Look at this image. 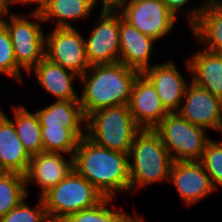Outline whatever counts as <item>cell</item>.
I'll return each mask as SVG.
<instances>
[{"label":"cell","instance_id":"6da1fadb","mask_svg":"<svg viewBox=\"0 0 222 222\" xmlns=\"http://www.w3.org/2000/svg\"><path fill=\"white\" fill-rule=\"evenodd\" d=\"M73 169L106 198H115L116 192L130 193L129 155L98 146L86 136L78 142Z\"/></svg>","mask_w":222,"mask_h":222},{"label":"cell","instance_id":"7a4b0ae2","mask_svg":"<svg viewBox=\"0 0 222 222\" xmlns=\"http://www.w3.org/2000/svg\"><path fill=\"white\" fill-rule=\"evenodd\" d=\"M139 74L121 62L92 65L79 78L83 82L79 102L85 118L103 108L128 106L134 81Z\"/></svg>","mask_w":222,"mask_h":222},{"label":"cell","instance_id":"3957f363","mask_svg":"<svg viewBox=\"0 0 222 222\" xmlns=\"http://www.w3.org/2000/svg\"><path fill=\"white\" fill-rule=\"evenodd\" d=\"M173 162L160 135L154 129H141L129 153L130 194L150 184L169 181Z\"/></svg>","mask_w":222,"mask_h":222},{"label":"cell","instance_id":"277c9868","mask_svg":"<svg viewBox=\"0 0 222 222\" xmlns=\"http://www.w3.org/2000/svg\"><path fill=\"white\" fill-rule=\"evenodd\" d=\"M140 130L126 105L103 108L86 118L88 139L98 146L128 155Z\"/></svg>","mask_w":222,"mask_h":222},{"label":"cell","instance_id":"5b68a950","mask_svg":"<svg viewBox=\"0 0 222 222\" xmlns=\"http://www.w3.org/2000/svg\"><path fill=\"white\" fill-rule=\"evenodd\" d=\"M51 222L67 215L96 207L106 197L74 169L56 186L41 196Z\"/></svg>","mask_w":222,"mask_h":222},{"label":"cell","instance_id":"8992f818","mask_svg":"<svg viewBox=\"0 0 222 222\" xmlns=\"http://www.w3.org/2000/svg\"><path fill=\"white\" fill-rule=\"evenodd\" d=\"M28 13L21 16L9 12L1 21L10 34L17 66L27 74L44 58L45 48L42 16L36 12Z\"/></svg>","mask_w":222,"mask_h":222},{"label":"cell","instance_id":"52a82bcc","mask_svg":"<svg viewBox=\"0 0 222 222\" xmlns=\"http://www.w3.org/2000/svg\"><path fill=\"white\" fill-rule=\"evenodd\" d=\"M154 130L174 162L200 161L211 139L206 129L193 125L178 113H168Z\"/></svg>","mask_w":222,"mask_h":222},{"label":"cell","instance_id":"ba28073f","mask_svg":"<svg viewBox=\"0 0 222 222\" xmlns=\"http://www.w3.org/2000/svg\"><path fill=\"white\" fill-rule=\"evenodd\" d=\"M116 10L127 23L156 41L171 33L177 22L162 0H126Z\"/></svg>","mask_w":222,"mask_h":222},{"label":"cell","instance_id":"9c48e42d","mask_svg":"<svg viewBox=\"0 0 222 222\" xmlns=\"http://www.w3.org/2000/svg\"><path fill=\"white\" fill-rule=\"evenodd\" d=\"M51 29L45 34L44 57L82 76L91 67L86 56V37L77 27Z\"/></svg>","mask_w":222,"mask_h":222},{"label":"cell","instance_id":"30bf717a","mask_svg":"<svg viewBox=\"0 0 222 222\" xmlns=\"http://www.w3.org/2000/svg\"><path fill=\"white\" fill-rule=\"evenodd\" d=\"M94 24L88 38L84 39L89 64L119 62L120 13L116 9L101 8Z\"/></svg>","mask_w":222,"mask_h":222},{"label":"cell","instance_id":"8fae6325","mask_svg":"<svg viewBox=\"0 0 222 222\" xmlns=\"http://www.w3.org/2000/svg\"><path fill=\"white\" fill-rule=\"evenodd\" d=\"M168 182L174 185L186 206L199 203L217 191L200 161L173 162Z\"/></svg>","mask_w":222,"mask_h":222},{"label":"cell","instance_id":"7c38bea8","mask_svg":"<svg viewBox=\"0 0 222 222\" xmlns=\"http://www.w3.org/2000/svg\"><path fill=\"white\" fill-rule=\"evenodd\" d=\"M177 113L193 125L217 131L222 116V100L190 81Z\"/></svg>","mask_w":222,"mask_h":222},{"label":"cell","instance_id":"4fadbf2b","mask_svg":"<svg viewBox=\"0 0 222 222\" xmlns=\"http://www.w3.org/2000/svg\"><path fill=\"white\" fill-rule=\"evenodd\" d=\"M142 74L154 86L164 109L168 113H177L189 82L182 76L176 65L170 60L166 63H153Z\"/></svg>","mask_w":222,"mask_h":222},{"label":"cell","instance_id":"5bb4252c","mask_svg":"<svg viewBox=\"0 0 222 222\" xmlns=\"http://www.w3.org/2000/svg\"><path fill=\"white\" fill-rule=\"evenodd\" d=\"M128 108L141 129H154L168 114L154 86L143 74L134 81Z\"/></svg>","mask_w":222,"mask_h":222},{"label":"cell","instance_id":"9a60e30c","mask_svg":"<svg viewBox=\"0 0 222 222\" xmlns=\"http://www.w3.org/2000/svg\"><path fill=\"white\" fill-rule=\"evenodd\" d=\"M73 169V156L64 158V153L42 152L31 156L25 176L26 188L30 183L40 188L41 197L56 186Z\"/></svg>","mask_w":222,"mask_h":222},{"label":"cell","instance_id":"2e32d148","mask_svg":"<svg viewBox=\"0 0 222 222\" xmlns=\"http://www.w3.org/2000/svg\"><path fill=\"white\" fill-rule=\"evenodd\" d=\"M119 41V62L140 74L152 66L150 62L157 41L127 23L121 14Z\"/></svg>","mask_w":222,"mask_h":222},{"label":"cell","instance_id":"e0dca14e","mask_svg":"<svg viewBox=\"0 0 222 222\" xmlns=\"http://www.w3.org/2000/svg\"><path fill=\"white\" fill-rule=\"evenodd\" d=\"M185 62L190 81L222 100V53L202 48Z\"/></svg>","mask_w":222,"mask_h":222},{"label":"cell","instance_id":"ac0fdd59","mask_svg":"<svg viewBox=\"0 0 222 222\" xmlns=\"http://www.w3.org/2000/svg\"><path fill=\"white\" fill-rule=\"evenodd\" d=\"M34 74L40 86L55 100H79L73 86L79 75L55 64L45 57L29 72Z\"/></svg>","mask_w":222,"mask_h":222},{"label":"cell","instance_id":"d6986e66","mask_svg":"<svg viewBox=\"0 0 222 222\" xmlns=\"http://www.w3.org/2000/svg\"><path fill=\"white\" fill-rule=\"evenodd\" d=\"M31 156L17 136L13 122L0 112V172L25 175Z\"/></svg>","mask_w":222,"mask_h":222},{"label":"cell","instance_id":"ffe728a7","mask_svg":"<svg viewBox=\"0 0 222 222\" xmlns=\"http://www.w3.org/2000/svg\"><path fill=\"white\" fill-rule=\"evenodd\" d=\"M35 112L41 127L69 128L80 139L86 136V118L79 100H55Z\"/></svg>","mask_w":222,"mask_h":222},{"label":"cell","instance_id":"44dd1931","mask_svg":"<svg viewBox=\"0 0 222 222\" xmlns=\"http://www.w3.org/2000/svg\"><path fill=\"white\" fill-rule=\"evenodd\" d=\"M94 0H51L40 13L44 23L55 22L54 28L76 27L70 21L88 19L95 7Z\"/></svg>","mask_w":222,"mask_h":222},{"label":"cell","instance_id":"7402d4cb","mask_svg":"<svg viewBox=\"0 0 222 222\" xmlns=\"http://www.w3.org/2000/svg\"><path fill=\"white\" fill-rule=\"evenodd\" d=\"M203 49L222 53V5L203 10L198 21L190 28Z\"/></svg>","mask_w":222,"mask_h":222},{"label":"cell","instance_id":"603a6c76","mask_svg":"<svg viewBox=\"0 0 222 222\" xmlns=\"http://www.w3.org/2000/svg\"><path fill=\"white\" fill-rule=\"evenodd\" d=\"M13 120L20 141L30 156L44 152L41 125L36 112H30L24 105H13Z\"/></svg>","mask_w":222,"mask_h":222},{"label":"cell","instance_id":"cb8c5ba5","mask_svg":"<svg viewBox=\"0 0 222 222\" xmlns=\"http://www.w3.org/2000/svg\"><path fill=\"white\" fill-rule=\"evenodd\" d=\"M25 176L14 172H0V218L23 199L28 198Z\"/></svg>","mask_w":222,"mask_h":222},{"label":"cell","instance_id":"d4e9b609","mask_svg":"<svg viewBox=\"0 0 222 222\" xmlns=\"http://www.w3.org/2000/svg\"><path fill=\"white\" fill-rule=\"evenodd\" d=\"M113 200L114 198H105L96 207L69 214L60 222H131L137 215L136 212L130 215L122 208L110 209Z\"/></svg>","mask_w":222,"mask_h":222},{"label":"cell","instance_id":"484cf974","mask_svg":"<svg viewBox=\"0 0 222 222\" xmlns=\"http://www.w3.org/2000/svg\"><path fill=\"white\" fill-rule=\"evenodd\" d=\"M44 152L74 156L80 138L69 128L41 127Z\"/></svg>","mask_w":222,"mask_h":222},{"label":"cell","instance_id":"4316f807","mask_svg":"<svg viewBox=\"0 0 222 222\" xmlns=\"http://www.w3.org/2000/svg\"><path fill=\"white\" fill-rule=\"evenodd\" d=\"M21 69L17 66L11 37L6 26L0 22V74L22 82Z\"/></svg>","mask_w":222,"mask_h":222},{"label":"cell","instance_id":"83f0119b","mask_svg":"<svg viewBox=\"0 0 222 222\" xmlns=\"http://www.w3.org/2000/svg\"><path fill=\"white\" fill-rule=\"evenodd\" d=\"M200 162L209 175L212 185L218 191L219 186L222 187V142L210 139L206 143Z\"/></svg>","mask_w":222,"mask_h":222},{"label":"cell","instance_id":"f1b7e54d","mask_svg":"<svg viewBox=\"0 0 222 222\" xmlns=\"http://www.w3.org/2000/svg\"><path fill=\"white\" fill-rule=\"evenodd\" d=\"M0 222H51L44 202L39 197L38 203L35 207L27 204L26 200L23 201L6 215L0 218Z\"/></svg>","mask_w":222,"mask_h":222},{"label":"cell","instance_id":"f546056e","mask_svg":"<svg viewBox=\"0 0 222 222\" xmlns=\"http://www.w3.org/2000/svg\"><path fill=\"white\" fill-rule=\"evenodd\" d=\"M220 5H222V0H205L203 4H200V7L197 6L193 9H187V11L185 12L187 14H185V16L187 17V24H189L191 28L198 21L199 16L203 10Z\"/></svg>","mask_w":222,"mask_h":222},{"label":"cell","instance_id":"4dcf8cb0","mask_svg":"<svg viewBox=\"0 0 222 222\" xmlns=\"http://www.w3.org/2000/svg\"><path fill=\"white\" fill-rule=\"evenodd\" d=\"M166 7L175 15L176 18H178L177 14H179L177 11L183 9L185 5L191 0H162Z\"/></svg>","mask_w":222,"mask_h":222},{"label":"cell","instance_id":"1f68e13d","mask_svg":"<svg viewBox=\"0 0 222 222\" xmlns=\"http://www.w3.org/2000/svg\"><path fill=\"white\" fill-rule=\"evenodd\" d=\"M51 0H18L17 4H36V7L31 12L41 13Z\"/></svg>","mask_w":222,"mask_h":222},{"label":"cell","instance_id":"d6a6232c","mask_svg":"<svg viewBox=\"0 0 222 222\" xmlns=\"http://www.w3.org/2000/svg\"><path fill=\"white\" fill-rule=\"evenodd\" d=\"M126 0H102L103 5H101L102 9H117L121 4H123ZM97 5L100 1L94 0Z\"/></svg>","mask_w":222,"mask_h":222},{"label":"cell","instance_id":"836d02e7","mask_svg":"<svg viewBox=\"0 0 222 222\" xmlns=\"http://www.w3.org/2000/svg\"><path fill=\"white\" fill-rule=\"evenodd\" d=\"M11 4L7 0H0V22L6 17L11 10Z\"/></svg>","mask_w":222,"mask_h":222},{"label":"cell","instance_id":"e575fe53","mask_svg":"<svg viewBox=\"0 0 222 222\" xmlns=\"http://www.w3.org/2000/svg\"><path fill=\"white\" fill-rule=\"evenodd\" d=\"M131 222H145V219L143 217H139V215H136Z\"/></svg>","mask_w":222,"mask_h":222},{"label":"cell","instance_id":"d590c367","mask_svg":"<svg viewBox=\"0 0 222 222\" xmlns=\"http://www.w3.org/2000/svg\"><path fill=\"white\" fill-rule=\"evenodd\" d=\"M215 132L221 133V136H222V116H221V122H220L219 128H218V130L215 131ZM221 139H222V137H221ZM221 142H222V141H221Z\"/></svg>","mask_w":222,"mask_h":222},{"label":"cell","instance_id":"8d00e7d4","mask_svg":"<svg viewBox=\"0 0 222 222\" xmlns=\"http://www.w3.org/2000/svg\"><path fill=\"white\" fill-rule=\"evenodd\" d=\"M11 5L16 4L18 0H7Z\"/></svg>","mask_w":222,"mask_h":222}]
</instances>
